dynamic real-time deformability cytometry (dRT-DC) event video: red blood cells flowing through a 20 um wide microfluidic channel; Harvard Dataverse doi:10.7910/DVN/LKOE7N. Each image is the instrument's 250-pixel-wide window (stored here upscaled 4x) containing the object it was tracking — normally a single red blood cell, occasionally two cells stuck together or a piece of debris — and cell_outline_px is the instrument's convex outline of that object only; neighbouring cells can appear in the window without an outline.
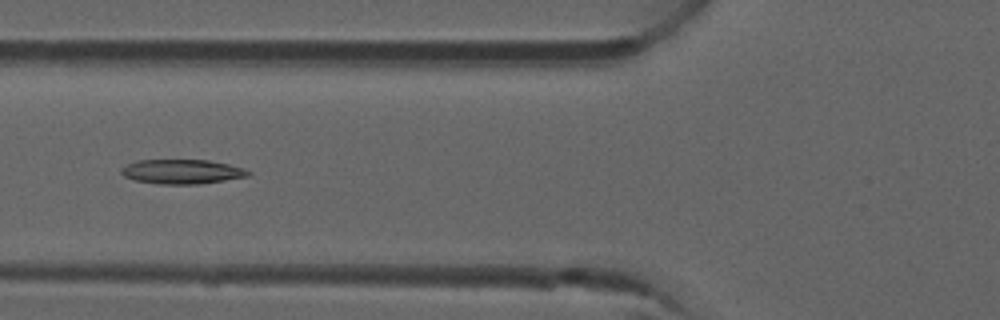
{"species": "common noctule bat (a hibernating species)", "species_latin": "Nyctalus noctula", "temperature_condition": "room temperature", "stored_images_in_passage": 6, "camera_frame_rate_fps": 3000, "um_per_image_px": 0.085, "animal": {"sex": "male", "forearm_length_mm": 52.5}, "frame": {"image": 1, "passage_image": 6, "time_ms": 1.667, "image_size_px": [1000, 320], "cell_outline_px": [[252, 176], [200, 184], [160, 184], [132, 180], [124, 176], [120, 172], [120, 168], [128, 164], [140, 160], [208, 160], [228, 164], [244, 168], [252, 172]], "centroid_in_image_um": [15.5, 14.6], "position_along_channel_um": 110.3, "area_um2": 18.26}}